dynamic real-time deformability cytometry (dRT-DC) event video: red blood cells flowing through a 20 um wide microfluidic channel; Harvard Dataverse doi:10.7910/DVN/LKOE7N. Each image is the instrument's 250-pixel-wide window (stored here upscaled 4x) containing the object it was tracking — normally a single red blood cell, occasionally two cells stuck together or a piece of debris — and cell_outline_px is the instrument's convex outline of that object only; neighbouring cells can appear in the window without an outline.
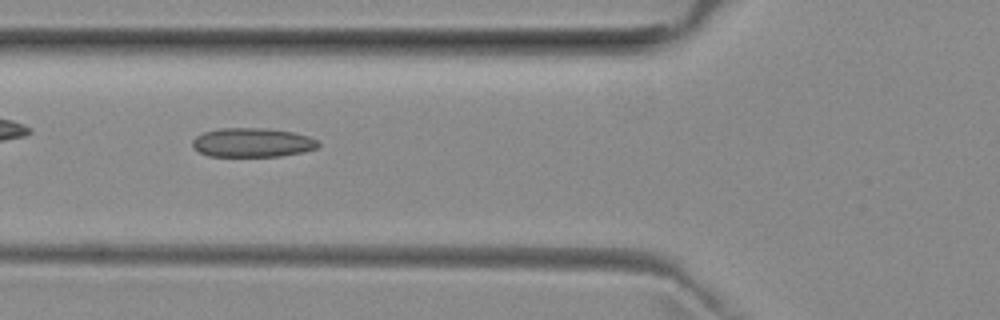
{"species": "common noctule bat (a hibernating species)", "species_latin": "Nyctalus noctula", "temperature_condition": "room temperature", "stored_images_in_passage": 41, "camera_frame_rate_fps": 3000, "um_per_image_px": 0.085, "animal": {"sex": "female", "body_mass_g": 29.2, "forearm_length_mm": 56.3}, "frame": {"image": 1, "passage_image": 8, "time_ms": 2.333, "image_size_px": [1000, 320], "cell_outline_px": [[320, 144], [316, 148], [304, 152], [280, 156], [208, 156], [192, 148], [192, 140], [196, 136], [204, 132], [220, 128], [264, 128], [292, 132], [308, 136], [316, 140]], "centroid_in_image_um": [21.42, 12.12], "position_along_channel_um": 104.4, "area_um2": 21.33}}
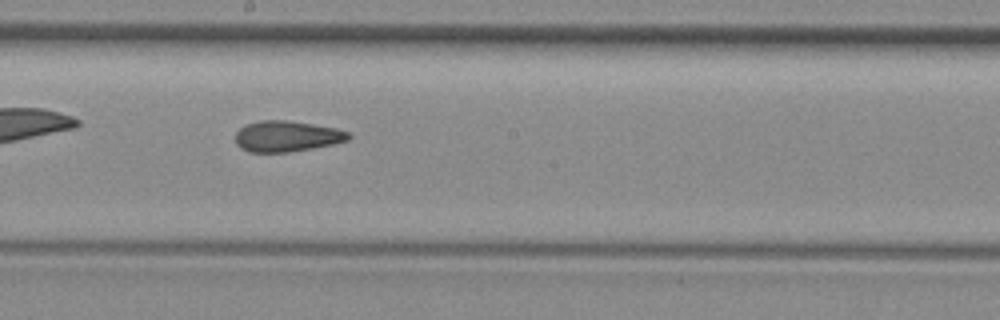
{"frame": {"image": 2, "passage_image": 17, "time_ms": 5.333, "image_size_px": [1000, 320], "cell_outline_px": [[352, 136], [348, 140], [332, 144], [312, 148], [288, 152], [248, 152], [240, 148], [236, 144], [236, 132], [244, 124], [260, 120], [284, 120], [312, 124], [336, 128], [348, 132]], "centroid_in_image_um": [24.34, 11.58], "position_along_channel_um": 223.9, "area_um2": 20.35}}
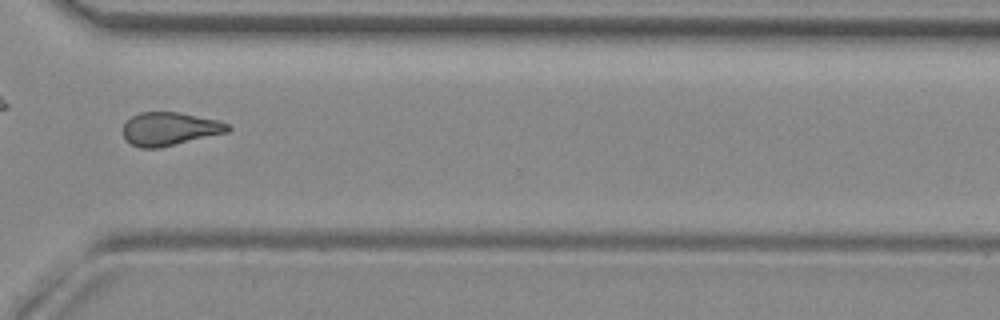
{"frame": {"image": 3, "passage_image": 27, "time_ms": 8.667, "image_size_px": [1000, 320], "cell_outline_px": [[232, 128], [228, 132], [160, 148], [140, 148], [124, 140], [124, 124], [132, 116], [140, 112], [176, 112], [216, 120], [228, 124]], "centroid_in_image_um": [14.41, 10.97], "position_along_channel_um": 356.2, "area_um2": 20.17}, "authors_computed_cell_mechanics": {"area_um2": 20.4034, "velocity_mm_per_s": 3.9826, "shape_relaxation_time_tau1_ms": null, "shape_relaxation_time_tau2_ms": 4.0606, "deformation_change_tau1": null, "deformation_change_tau2": 0.1185}}